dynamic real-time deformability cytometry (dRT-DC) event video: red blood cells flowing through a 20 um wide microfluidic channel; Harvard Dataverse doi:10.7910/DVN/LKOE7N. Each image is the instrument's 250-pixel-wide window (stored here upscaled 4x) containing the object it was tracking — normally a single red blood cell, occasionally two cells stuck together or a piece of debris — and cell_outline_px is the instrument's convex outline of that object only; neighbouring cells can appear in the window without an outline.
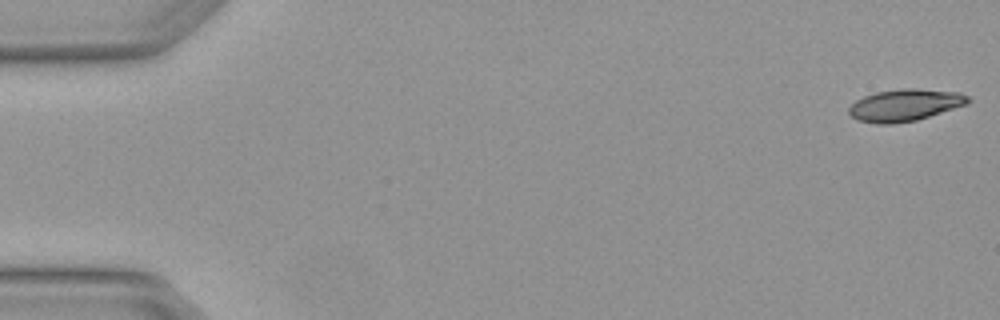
{"species": "Egyptian fruit bat (a non-hibernating species)", "species_latin": "Rousettus aegyptiacus", "temperature_condition": "warm", "stored_images_in_passage": 6, "camera_frame_rate_fps": 3000, "um_per_image_px": 0.085, "animal": {"sex": "female"}, "frame": {"image": 1, "passage_image": 1, "time_ms": 0.0, "image_size_px": [1000, 320], "cell_outline_px": [[972, 100], [968, 104], [916, 120], [892, 124], [876, 124], [856, 120], [848, 112], [848, 108], [856, 100], [864, 96], [876, 92], [904, 88], [916, 88], [960, 92], [968, 96]], "centroid_in_image_um": [76.92, 8.93], "position_along_channel_um": 8.1, "area_um2": 22.31}}
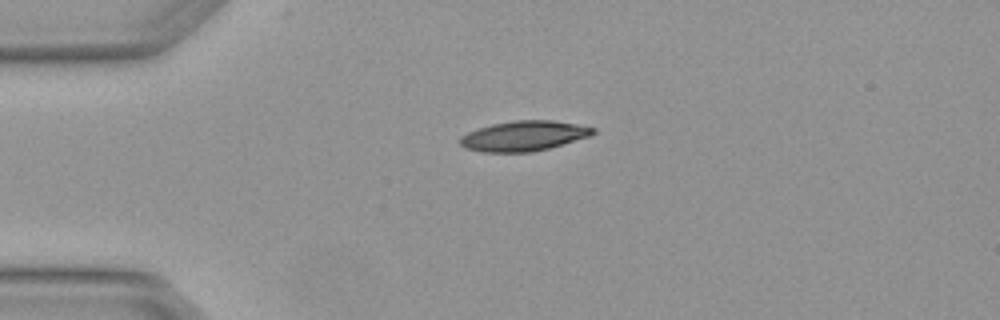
{"frame": {"image": 2, "passage_image": 4, "time_ms": 1.0, "image_size_px": [1000, 320], "cell_outline_px": [[596, 132], [592, 136], [548, 148], [532, 152], [484, 152], [464, 148], [460, 144], [460, 136], [468, 132], [492, 124], [512, 120], [552, 120], [576, 124], [596, 128]], "centroid_in_image_um": [44.54, 11.55], "position_along_channel_um": 40.5, "area_um2": 23.35}}
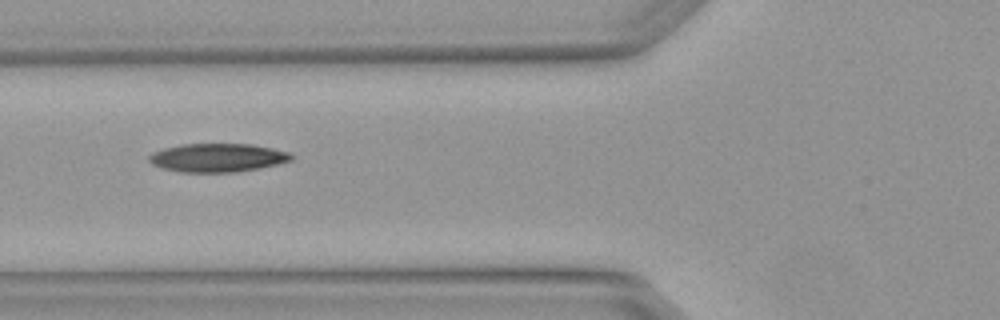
{"frame": {"image": 3, "passage_image": 6, "time_ms": 1.667, "image_size_px": [1000, 320], "cell_outline_px": [[292, 160], [260, 168], [236, 172], [180, 172], [164, 168], [152, 164], [148, 160], [148, 156], [152, 152], [164, 148], [180, 144], [252, 144], [272, 148], [288, 152], [292, 156]], "centroid_in_image_um": [18.46, 13.4], "position_along_channel_um": 107.3, "area_um2": 23.58}}